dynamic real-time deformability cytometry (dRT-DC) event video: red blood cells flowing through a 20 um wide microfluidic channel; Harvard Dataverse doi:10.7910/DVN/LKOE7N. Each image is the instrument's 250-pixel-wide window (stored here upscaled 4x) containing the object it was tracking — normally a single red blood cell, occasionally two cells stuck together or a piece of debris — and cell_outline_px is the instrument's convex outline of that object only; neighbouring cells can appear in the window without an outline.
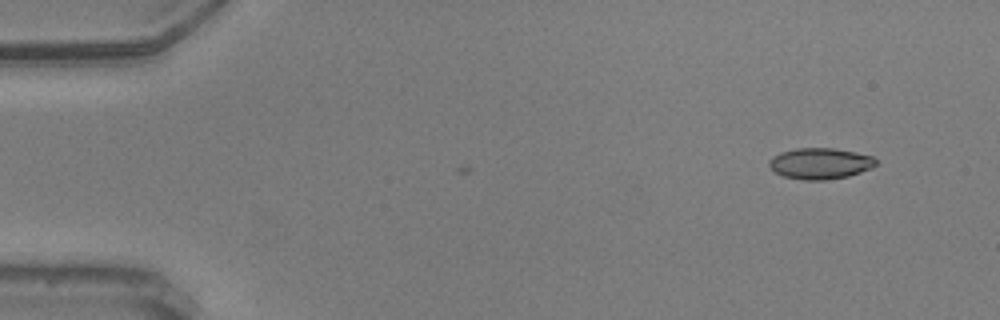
{"species": "common noctule bat (a hibernating species)", "species_latin": "Nyctalus noctula", "temperature_condition": "warm", "stored_images_in_passage": 4, "camera_frame_rate_fps": 3000, "um_per_image_px": 0.085, "animal": {"sex": "male", "body_mass_g": 20.5, "forearm_length_mm": 52.5}, "frame": {"image": 1, "passage_image": 1, "time_ms": 0.0, "image_size_px": [1000, 320], "cell_outline_px": [[876, 164], [872, 168], [848, 176], [824, 180], [804, 180], [784, 176], [776, 172], [768, 164], [768, 160], [772, 156], [780, 152], [796, 148], [832, 148], [872, 156], [876, 160]], "centroid_in_image_um": [69.68, 13.89], "position_along_channel_um": 15.3, "area_um2": 19.19}}